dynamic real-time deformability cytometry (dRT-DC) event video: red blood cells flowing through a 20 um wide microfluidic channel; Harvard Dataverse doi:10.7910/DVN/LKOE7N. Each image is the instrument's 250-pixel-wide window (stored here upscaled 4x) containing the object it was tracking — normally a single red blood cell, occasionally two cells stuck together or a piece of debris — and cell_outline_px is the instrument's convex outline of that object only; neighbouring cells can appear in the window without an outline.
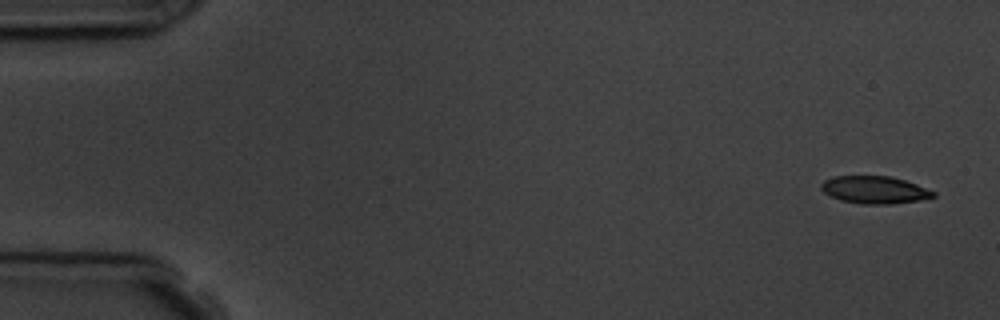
{"species": "common noctule bat (a hibernating species)", "species_latin": "Nyctalus noctula", "temperature_condition": "room temperature", "stored_images_in_passage": 4, "camera_frame_rate_fps": 3000, "um_per_image_px": 0.085, "animal": {"sex": "male", "body_mass_g": 19.5, "forearm_length_mm": 54.6}, "frame": {"image": 1, "passage_image": 1, "time_ms": 0.0, "image_size_px": [1000, 320], "cell_outline_px": [[936, 196], [920, 200], [892, 204], [860, 204], [840, 200], [824, 192], [820, 188], [820, 184], [824, 180], [832, 176], [888, 176], [904, 180], [916, 184], [936, 192]], "centroid_in_image_um": [74.33, 16.14], "position_along_channel_um": 10.7, "area_um2": 17.98}}